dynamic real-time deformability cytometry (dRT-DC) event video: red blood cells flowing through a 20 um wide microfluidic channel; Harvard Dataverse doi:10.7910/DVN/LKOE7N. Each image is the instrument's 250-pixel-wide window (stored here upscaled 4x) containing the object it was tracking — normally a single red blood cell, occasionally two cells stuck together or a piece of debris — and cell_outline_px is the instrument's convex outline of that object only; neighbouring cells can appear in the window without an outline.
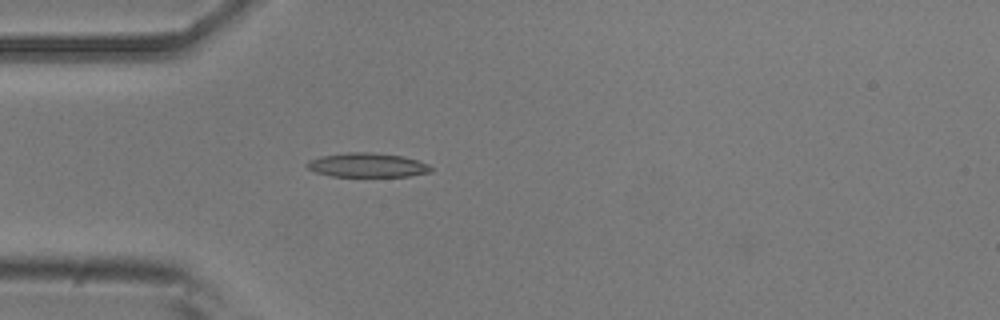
{"species": "common noctule bat (a hibernating species)", "species_latin": "Nyctalus noctula", "temperature_condition": "room temperature", "stored_images_in_passage": 43, "camera_frame_rate_fps": 3000, "um_per_image_px": 0.085, "animal": {"sex": "male", "body_mass_g": 20.5, "forearm_length_mm": 52.5}, "frame": {"image": 1, "passage_image": 12, "time_ms": 3.667, "image_size_px": [1000, 320], "cell_outline_px": [[432, 172], [408, 176], [332, 176], [316, 172], [308, 168], [304, 164], [308, 160], [320, 156], [348, 152], [372, 152], [404, 156], [428, 164], [432, 168]], "centroid_in_image_um": [31.21, 14.02], "position_along_channel_um": 53.8, "area_um2": 17.51}}
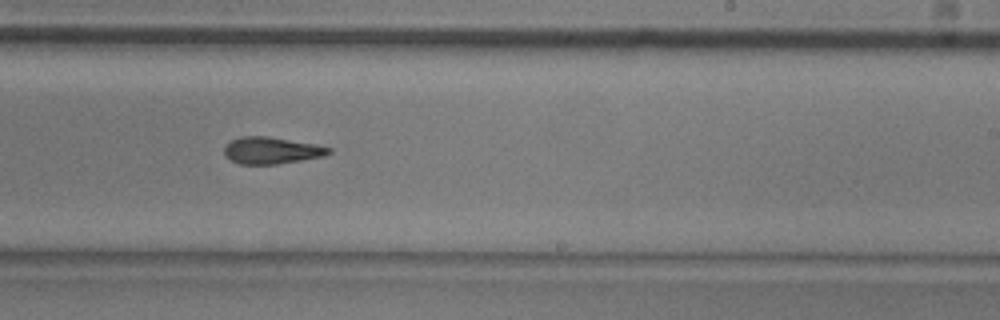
{"frame": {"image": 2, "passage_image": 29, "time_ms": 9.333, "image_size_px": [1000, 320], "cell_outline_px": [[332, 152], [324, 156], [276, 164], [240, 164], [224, 156], [224, 148], [232, 140], [240, 136], [268, 136], [316, 144], [332, 148]], "centroid_in_image_um": [23.09, 12.78], "position_along_channel_um": 265.9, "area_um2": 16.3}}
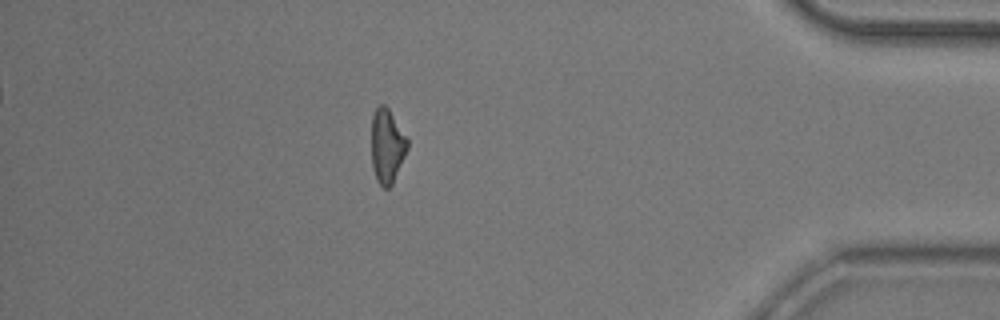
{"frame": {"image": 3, "passage_image": 43, "time_ms": 14.0, "image_size_px": [1000, 320], "cell_outline_px": [[408, 148], [392, 184], [388, 188], [384, 188], [376, 180], [372, 168], [372, 116], [376, 108], [380, 104], [384, 104], [388, 108], [408, 136]], "centroid_in_image_um": [32.91, 12.39], "position_along_channel_um": 402.3, "area_um2": 15.66}, "authors_computed_cell_mechanics": {"area_um2": 16.7042, "velocity_mm_per_s": 3.8368, "shape_relaxation_time_tau1_ms": 7.4171, "shape_relaxation_time_tau2_ms": 4.9913, "deformation_change_tau1": 0.1834, "deformation_change_tau2": 0.1447}}